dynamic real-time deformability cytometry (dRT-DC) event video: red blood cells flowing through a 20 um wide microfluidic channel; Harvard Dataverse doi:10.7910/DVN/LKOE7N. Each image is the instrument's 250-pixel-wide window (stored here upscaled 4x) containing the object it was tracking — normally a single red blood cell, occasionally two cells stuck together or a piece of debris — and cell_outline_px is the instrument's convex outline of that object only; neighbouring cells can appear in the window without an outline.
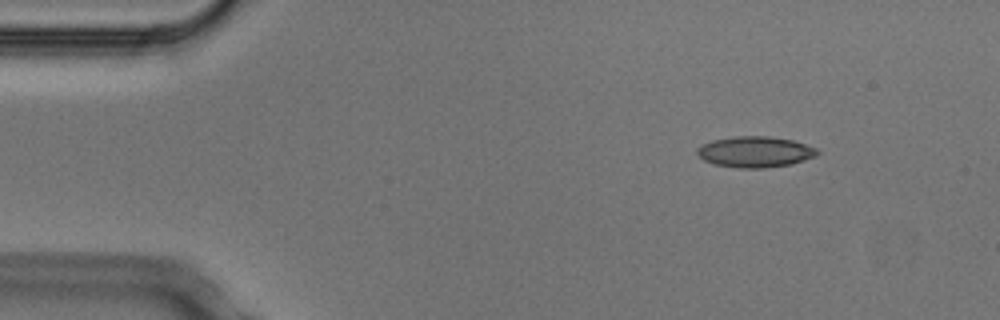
{"species": "Egyptian fruit bat (a non-hibernating species)", "species_latin": "Rousettus aegyptiacus", "temperature_condition": "cold", "stored_images_in_passage": 4, "segment_of_instrument_passage": [1, 2], "camera_frame_rate_fps": 3000, "um_per_image_px": 0.085, "animal": {"sex": "male"}, "frame": {"image": 1, "passage_image": 1, "time_ms": 0.0, "image_size_px": [1000, 320], "cell_outline_px": [[820, 152], [816, 156], [792, 164], [764, 168], [740, 168], [716, 164], [704, 160], [696, 152], [696, 148], [712, 140], [732, 136], [768, 136], [792, 140], [816, 148]], "centroid_in_image_um": [64.19, 12.9], "position_along_channel_um": 20.8, "area_um2": 21.56}}
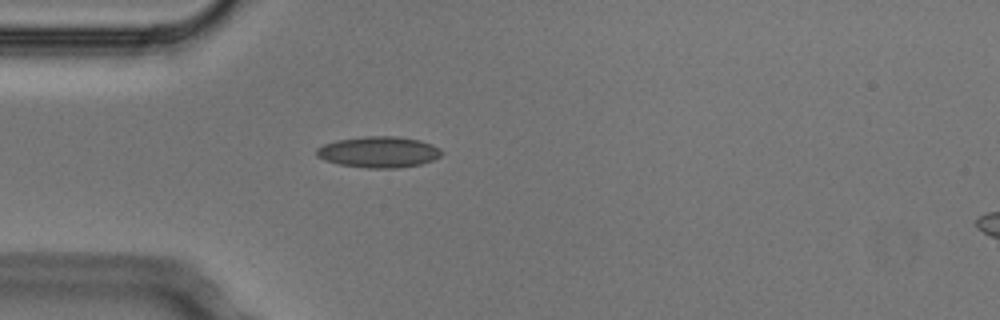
{"frame": {"image": 2, "passage_image": 3, "time_ms": 0.667, "image_size_px": [1000, 320], "cell_outline_px": [[444, 152], [440, 156], [432, 160], [420, 164], [400, 168], [368, 168], [340, 164], [324, 160], [316, 156], [316, 148], [324, 144], [336, 140], [364, 136], [396, 136], [420, 140], [432, 144], [440, 148]], "centroid_in_image_um": [32.19, 12.91], "position_along_channel_um": 52.8, "area_um2": 22.77}}